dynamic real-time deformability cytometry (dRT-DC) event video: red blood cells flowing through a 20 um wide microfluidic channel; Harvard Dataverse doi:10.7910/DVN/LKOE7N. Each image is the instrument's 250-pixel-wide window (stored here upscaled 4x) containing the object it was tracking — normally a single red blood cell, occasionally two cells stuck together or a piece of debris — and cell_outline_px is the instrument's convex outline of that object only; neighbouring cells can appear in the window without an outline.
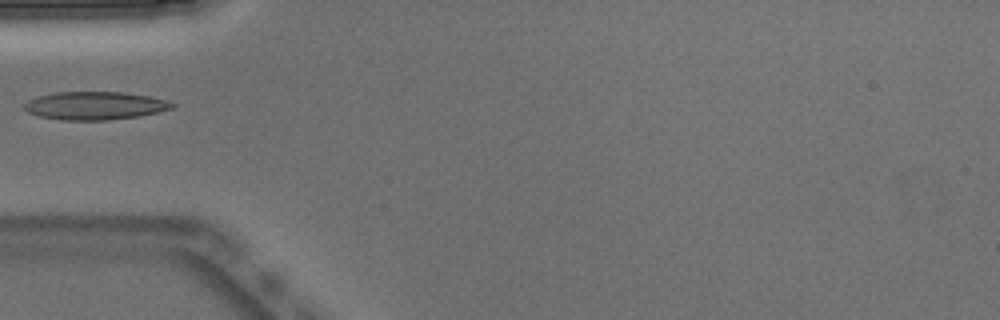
{"species": "Egyptian fruit bat (a non-hibernating species)", "species_latin": "Rousettus aegyptiacus", "temperature_condition": "warm", "stored_images_in_passage": 35, "camera_frame_rate_fps": 3000, "um_per_image_px": 0.085, "animal": {"sex": "male"}, "frame": {"image": 1, "passage_image": 1, "time_ms": 0.0, "image_size_px": [1000, 320], "cell_outline_px": [[176, 104], [172, 108], [140, 116], [108, 120], [60, 120], [40, 116], [28, 112], [24, 108], [24, 104], [28, 100], [40, 96], [56, 92], [124, 92], [148, 96], [168, 100]], "centroid_in_image_um": [8.08, 8.98], "position_along_channel_um": 76.9, "area_um2": 24.1}}
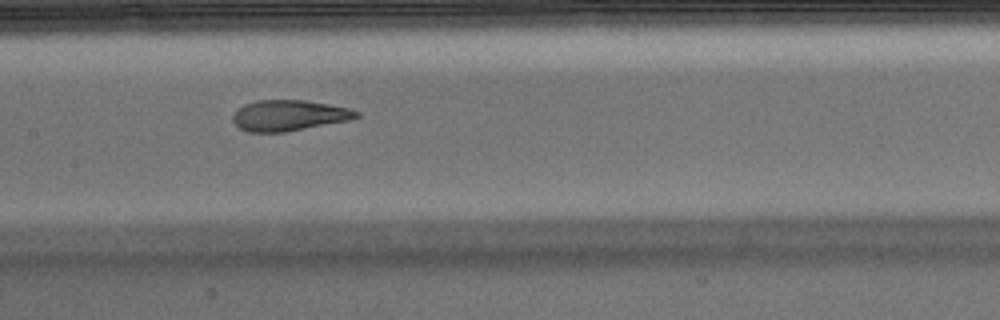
{"frame": {"image": 2, "passage_image": 9, "time_ms": 2.667, "image_size_px": [1000, 320], "cell_outline_px": [[360, 116], [352, 120], [284, 132], [248, 132], [240, 128], [232, 120], [232, 116], [236, 108], [244, 104], [256, 100], [304, 100], [328, 104], [348, 108], [360, 112]], "centroid_in_image_um": [24.55, 9.81], "position_along_channel_um": 182.8, "area_um2": 22.31}}
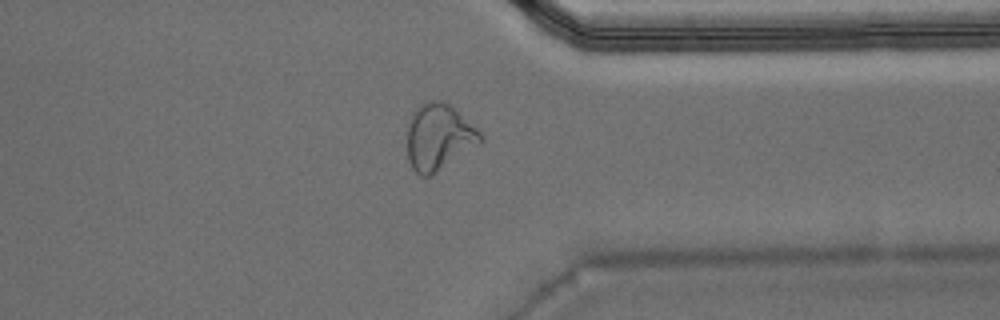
{"frame": {"image": 3, "passage_image": 24, "time_ms": 7.667, "image_size_px": [1000, 320], "cell_outline_px": [[484, 140], [480, 144], [432, 176], [420, 176], [412, 168], [408, 160], [408, 124], [412, 112], [420, 104], [428, 100], [444, 100], [452, 104], [484, 136]], "centroid_in_image_um": [37.31, 11.63], "position_along_channel_um": 374.1, "area_um2": 28.78}}